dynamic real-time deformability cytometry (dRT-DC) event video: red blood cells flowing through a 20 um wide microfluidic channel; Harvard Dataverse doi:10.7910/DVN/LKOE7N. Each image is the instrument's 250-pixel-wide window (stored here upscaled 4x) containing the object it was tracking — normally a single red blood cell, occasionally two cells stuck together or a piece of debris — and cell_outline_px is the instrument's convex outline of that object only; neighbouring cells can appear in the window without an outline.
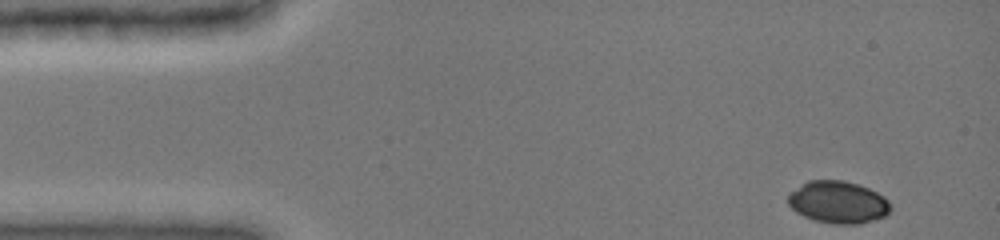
{"species": "common noctule bat (a hibernating species)", "species_latin": "Nyctalus noctula", "temperature_condition": "cold", "stored_images_in_passage": 32, "camera_frame_rate_fps": 3000, "um_per_image_px": 0.085, "animal": {"sex": "female", "body_mass_g": 19.0, "forearm_length_mm": 51.5}, "frame": {"image": 1, "passage_image": 1, "time_ms": 0.0, "image_size_px": [1000, 240], "cell_outline_px": [[892, 208], [884, 216], [860, 224], [832, 224], [816, 220], [804, 216], [796, 212], [788, 204], [788, 192], [808, 180], [844, 180], [868, 188], [884, 196], [888, 200]], "centroid_in_image_um": [71.22, 17.18], "position_along_channel_um": 13.8, "area_um2": 25.26}}
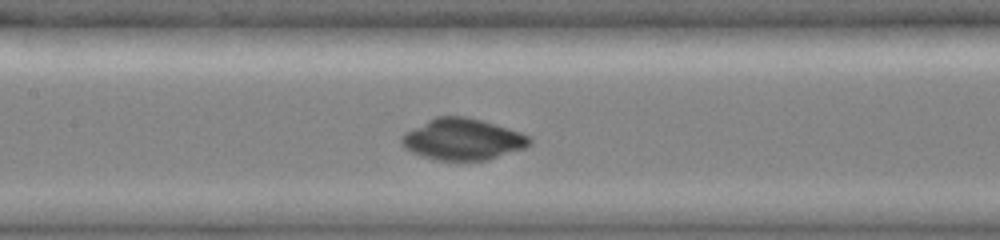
{"frame": {"image": 2, "passage_image": 19, "time_ms": 6.333, "image_size_px": [1000, 240], "cell_outline_px": [[532, 140], [524, 148], [488, 160], [436, 160], [412, 152], [404, 148], [400, 144], [400, 136], [404, 132], [436, 116], [468, 116], [508, 128], [520, 132], [528, 136]], "centroid_in_image_um": [39.28, 11.83], "position_along_channel_um": 168.1, "area_um2": 30.81}}
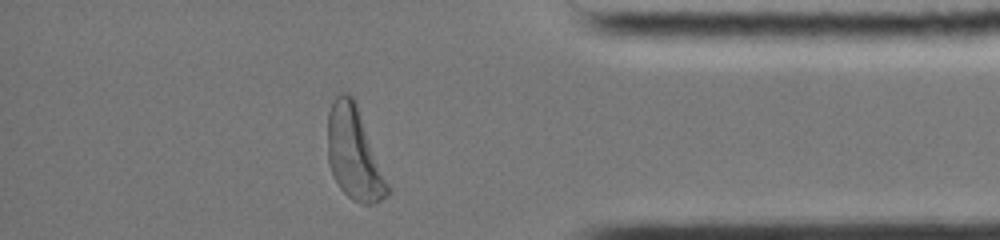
{"frame": {"image": 3, "passage_image": 32, "time_ms": 12.667, "image_size_px": [1000, 240], "cell_outline_px": [[392, 192], [388, 196], [372, 204], [360, 204], [352, 200], [340, 188], [332, 176], [328, 164], [328, 112], [336, 96], [340, 92], [348, 92], [356, 100], [392, 188]], "centroid_in_image_um": [30.14, 13.06], "position_along_channel_um": 405.1, "area_um2": 33.29}, "authors_computed_cell_mechanics": {"area_um2": 28.5243, "velocity_mm_per_s": 3.947, "shape_relaxation_time_tau1_ms": 5.2071, "shape_relaxation_time_tau2_ms": null, "deformation_change_tau1": 0.2724, "deformation_change_tau2": null}}